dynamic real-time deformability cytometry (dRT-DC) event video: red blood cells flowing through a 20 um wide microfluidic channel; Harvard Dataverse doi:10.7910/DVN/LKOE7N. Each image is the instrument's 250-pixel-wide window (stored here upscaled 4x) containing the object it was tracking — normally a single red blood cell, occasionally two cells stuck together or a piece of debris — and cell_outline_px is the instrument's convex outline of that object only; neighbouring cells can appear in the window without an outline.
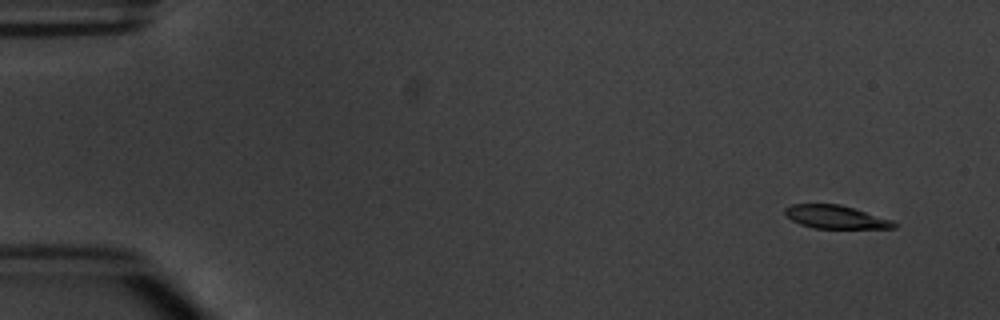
{"species": "common noctule bat (a hibernating species)", "species_latin": "Nyctalus noctula", "temperature_condition": "warm", "stored_images_in_passage": 4, "camera_frame_rate_fps": 3000, "um_per_image_px": 0.085, "animal": {"sex": "male", "body_mass_g": 20.1, "forearm_length_mm": 53.5}, "frame": {"image": 1, "passage_image": 1, "time_ms": 0.0, "image_size_px": [1000, 320], "cell_outline_px": [[900, 224], [896, 228], [816, 228], [800, 224], [792, 220], [784, 212], [784, 208], [792, 204], [840, 204], [892, 220]], "centroid_in_image_um": [71.05, 18.44], "position_along_channel_um": 13.9, "area_um2": 14.62}}
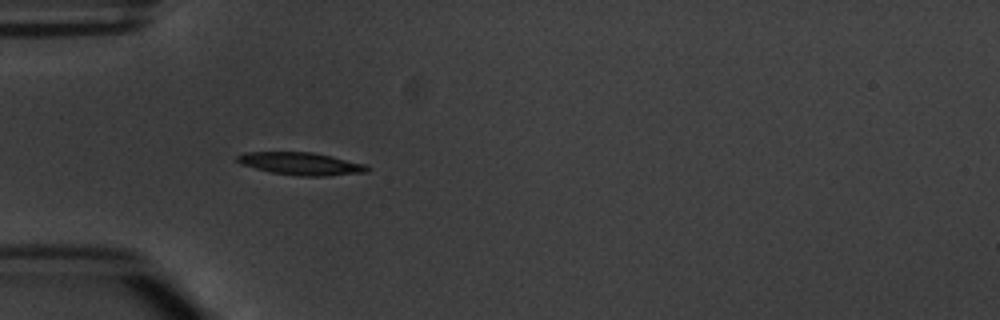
{"frame": {"image": 2, "passage_image": 4, "time_ms": 4.333, "image_size_px": [1000, 320], "cell_outline_px": [[372, 168], [368, 172], [324, 176], [300, 176], [272, 172], [240, 164], [236, 160], [236, 156], [244, 152], [312, 152], [332, 156], [364, 164]], "centroid_in_image_um": [25.59, 13.91], "position_along_channel_um": 59.4, "area_um2": 17.05}}